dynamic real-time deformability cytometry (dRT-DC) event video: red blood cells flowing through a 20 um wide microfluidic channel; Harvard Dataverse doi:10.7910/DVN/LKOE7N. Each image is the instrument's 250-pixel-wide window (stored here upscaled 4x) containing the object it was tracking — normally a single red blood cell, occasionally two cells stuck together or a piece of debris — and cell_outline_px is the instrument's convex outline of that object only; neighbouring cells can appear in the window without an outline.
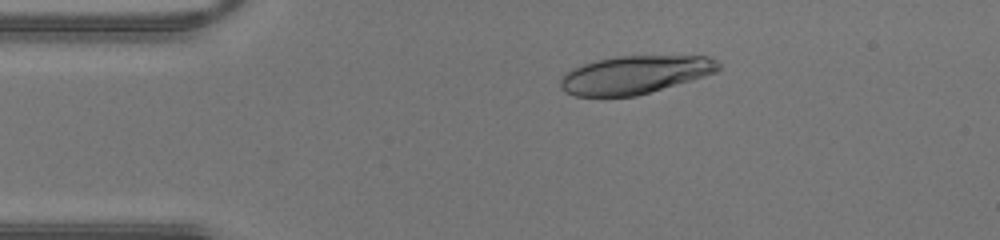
{"species": "human", "species_latin": "Homo sapiens", "temperature_condition": "warm", "stored_images_in_passage": 42, "camera_frame_rate_fps": 3000, "um_per_image_px": 0.085, "donor": {"sex": "male"}, "frame": {"image": 1, "passage_image": 8, "time_ms": 2.333, "image_size_px": [1000, 240], "cell_outline_px": [[720, 68], [716, 72], [692, 80], [636, 96], [576, 96], [564, 92], [560, 88], [560, 80], [564, 72], [572, 68], [596, 60], [616, 56], [708, 56], [716, 60], [720, 64]], "centroid_in_image_um": [53.93, 6.35], "position_along_channel_um": 31.1, "area_um2": 35.08}}
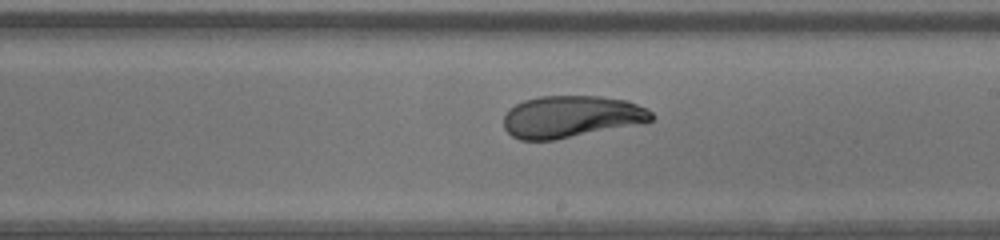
{"frame": {"image": 2, "passage_image": 24, "time_ms": 7.667, "image_size_px": [1000, 240], "cell_outline_px": [[656, 116], [652, 120], [644, 124], [556, 140], [520, 140], [512, 136], [504, 128], [504, 116], [508, 108], [524, 100], [540, 96], [600, 96], [628, 100], [648, 108]], "centroid_in_image_um": [48.61, 9.92], "position_along_channel_um": 240.4, "area_um2": 36.88}}
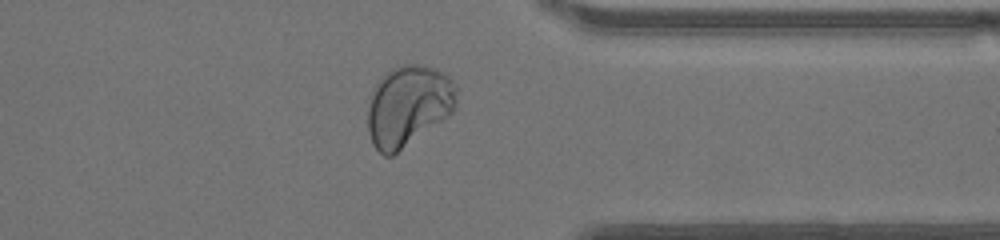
{"frame": {"image": 3, "passage_image": 33, "time_ms": 10.667, "image_size_px": [1000, 240], "cell_outline_px": [[456, 108], [448, 116], [392, 156], [384, 156], [372, 144], [368, 132], [368, 108], [372, 88], [384, 72], [400, 64], [416, 64], [436, 68], [448, 76], [456, 84]], "centroid_in_image_um": [34.69, 8.97], "position_along_channel_um": 376.7, "area_um2": 42.08}}